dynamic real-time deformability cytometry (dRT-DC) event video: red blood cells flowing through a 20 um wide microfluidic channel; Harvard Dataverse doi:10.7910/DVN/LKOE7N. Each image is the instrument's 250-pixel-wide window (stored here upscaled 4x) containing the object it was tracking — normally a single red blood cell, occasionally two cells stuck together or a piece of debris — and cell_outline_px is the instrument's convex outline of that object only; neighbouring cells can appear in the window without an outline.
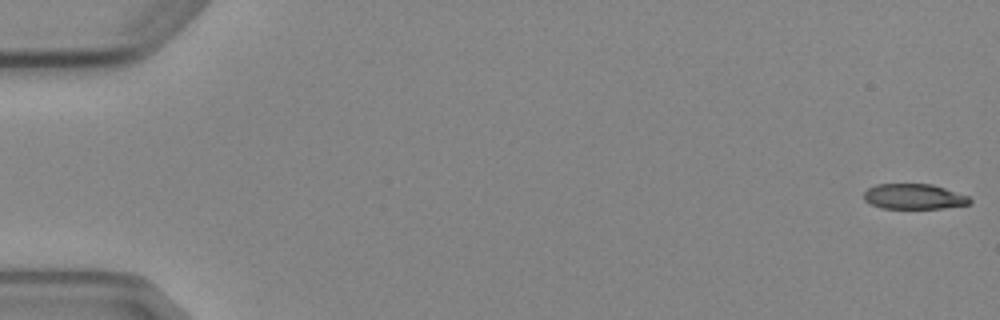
{"species": "Egyptian fruit bat (a non-hibernating species)", "species_latin": "Rousettus aegyptiacus", "temperature_condition": "cold", "stored_images_in_passage": 9, "camera_frame_rate_fps": 3000, "um_per_image_px": 0.085, "animal": {"sex": "female"}, "frame": {"image": 1, "passage_image": 1, "time_ms": 0.0, "image_size_px": [1000, 320], "cell_outline_px": [[972, 204], [940, 208], [880, 208], [864, 200], [864, 192], [868, 188], [876, 184], [932, 184], [968, 196], [972, 200]], "centroid_in_image_um": [77.68, 16.7], "position_along_channel_um": 7.3, "area_um2": 15.55}}
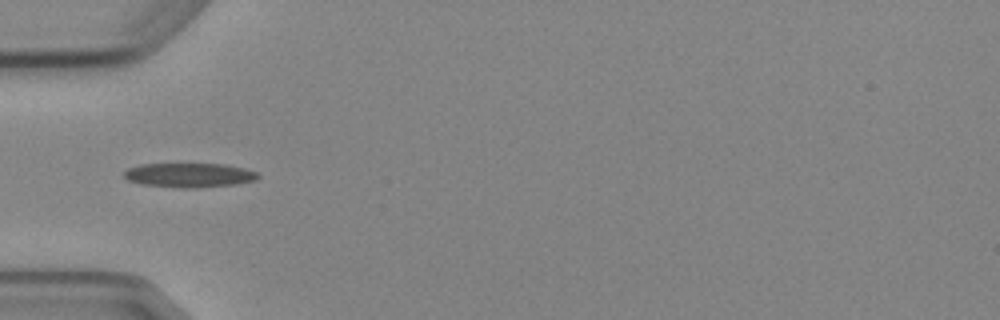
{"frame": {"image": 2, "passage_image": 6, "time_ms": 5.667, "image_size_px": [1000, 320], "cell_outline_px": [[260, 176], [256, 180], [236, 184], [196, 188], [180, 188], [140, 184], [128, 180], [124, 176], [124, 172], [128, 168], [140, 164], [228, 164], [244, 168], [256, 172]], "centroid_in_image_um": [16.09, 14.89], "position_along_channel_um": 68.9, "area_um2": 19.07}}
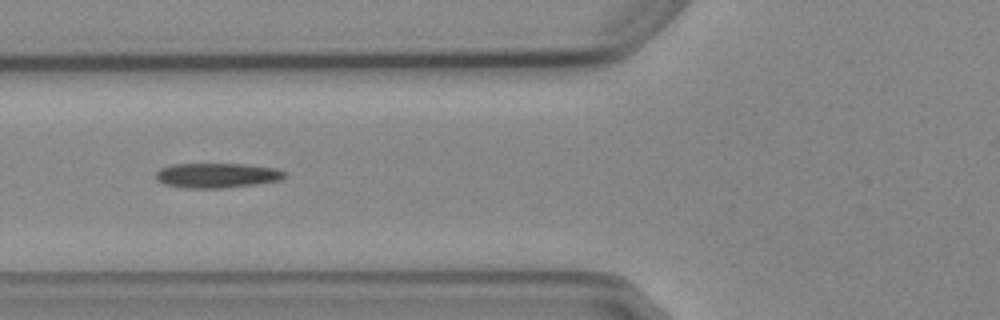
{"frame": {"image": 3, "passage_image": 7, "time_ms": 6.667, "image_size_px": [1000, 320], "cell_outline_px": [[284, 180], [256, 184], [220, 188], [184, 188], [164, 184], [156, 180], [156, 172], [160, 168], [172, 164], [244, 164], [276, 168], [284, 172]], "centroid_in_image_um": [18.42, 14.91], "position_along_channel_um": 107.4, "area_um2": 18.67}}